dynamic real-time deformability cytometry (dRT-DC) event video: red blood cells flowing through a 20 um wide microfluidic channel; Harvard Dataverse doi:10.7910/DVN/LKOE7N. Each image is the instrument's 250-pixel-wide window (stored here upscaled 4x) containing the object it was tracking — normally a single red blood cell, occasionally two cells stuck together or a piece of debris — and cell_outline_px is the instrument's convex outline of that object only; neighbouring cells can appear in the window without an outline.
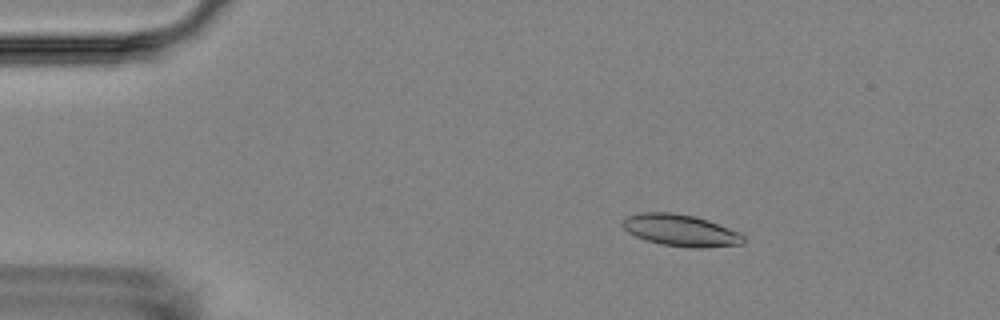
{"species": "Egyptian fruit bat (a non-hibernating species)", "species_latin": "Rousettus aegyptiacus", "temperature_condition": "room temperature", "stored_images_in_passage": 15, "camera_frame_rate_fps": 3000, "um_per_image_px": 0.085, "animal": {"sex": "female"}, "frame": {"image": 1, "passage_image": 2, "time_ms": 1.333, "image_size_px": [1000, 320], "cell_outline_px": [[744, 244], [704, 248], [688, 248], [660, 244], [636, 236], [628, 232], [620, 224], [628, 216], [636, 212], [672, 212], [692, 216], [708, 220], [740, 232], [744, 236]], "centroid_in_image_um": [57.87, 19.58], "position_along_channel_um": 27.1, "area_um2": 22.48}}
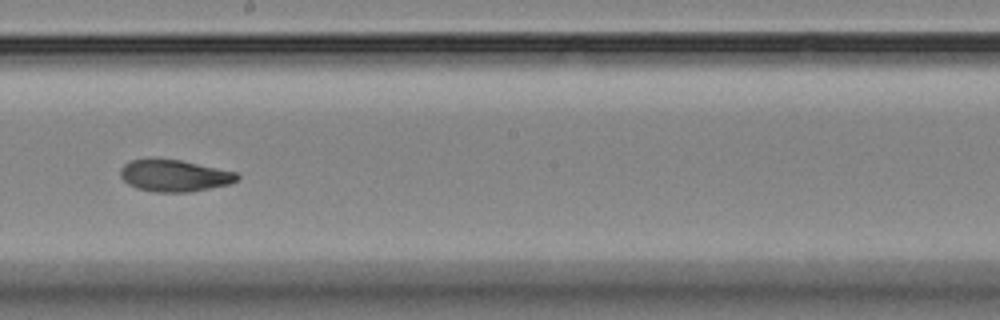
{"frame": {"image": 2, "passage_image": 8, "time_ms": 9.0, "image_size_px": [1000, 320], "cell_outline_px": [[240, 176], [236, 180], [228, 184], [188, 192], [156, 192], [136, 188], [128, 184], [120, 176], [120, 168], [124, 164], [132, 160], [152, 156], [180, 160], [236, 172]], "centroid_in_image_um": [14.75, 14.9], "position_along_channel_um": 233.5, "area_um2": 21.85}}
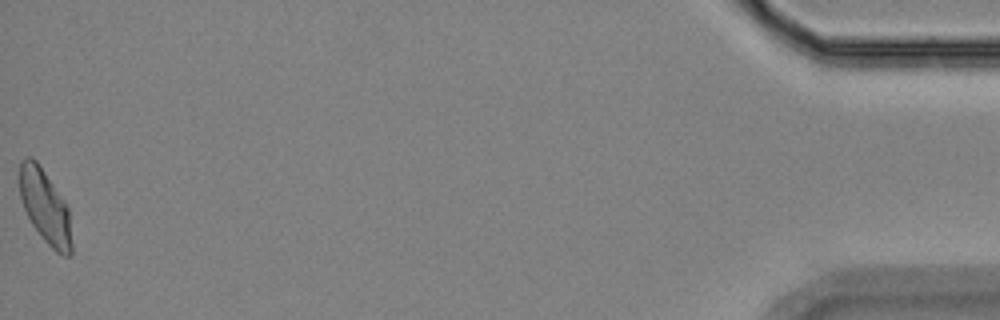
{"frame": {"image": 3, "passage_image": 15, "time_ms": 17.333, "image_size_px": [1000, 320], "cell_outline_px": [[72, 256], [64, 256], [56, 252], [40, 236], [32, 224], [24, 208], [20, 196], [20, 160], [28, 156], [32, 156], [36, 160], [64, 200], [68, 208], [72, 244]], "centroid_in_image_um": [3.84, 17.58], "position_along_channel_um": 431.4, "area_um2": 22.25}, "authors_computed_cell_mechanics": {"area_um2": 22.1952, "velocity_mm_per_s": 3.5043, "shape_relaxation_time_tau1_ms": 4.9883, "shape_relaxation_time_tau2_ms": 1.47, "deformation_change_tau1": 0.121, "deformation_change_tau2": 0.0521}}